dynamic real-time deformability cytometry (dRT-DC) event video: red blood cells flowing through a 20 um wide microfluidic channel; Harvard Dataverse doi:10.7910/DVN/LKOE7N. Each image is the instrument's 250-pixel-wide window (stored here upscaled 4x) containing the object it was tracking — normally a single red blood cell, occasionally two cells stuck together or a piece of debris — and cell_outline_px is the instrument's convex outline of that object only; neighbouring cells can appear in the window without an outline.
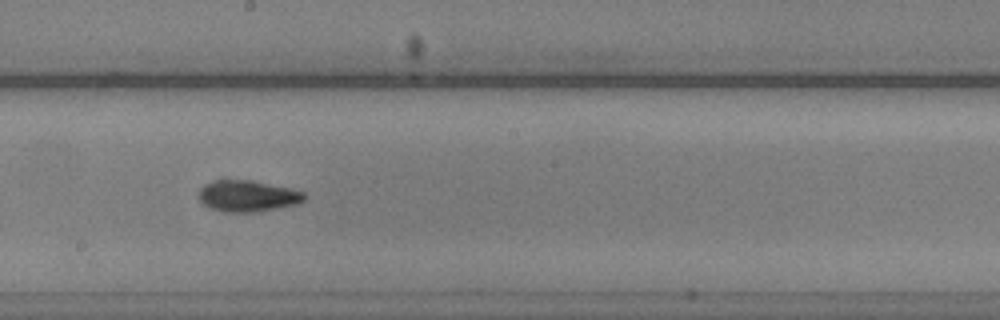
{"species": "common noctule bat (a hibernating species)", "species_latin": "Nyctalus noctula", "temperature_condition": "warm", "stored_images_in_passage": 38, "camera_frame_rate_fps": 3000, "um_per_image_px": 0.085, "animal": {"sex": "male", "body_mass_g": 20.5, "forearm_length_mm": 52.5}, "frame": {"image": 1, "passage_image": 22, "time_ms": 7.0, "image_size_px": [1000, 320], "cell_outline_px": [[308, 196], [300, 204], [256, 212], [224, 212], [212, 208], [204, 204], [200, 200], [200, 188], [204, 184], [212, 180], [224, 176], [252, 180], [292, 188], [304, 192]], "centroid_in_image_um": [21.06, 16.61], "position_along_channel_um": 227.1, "area_um2": 20.06}, "authors_computed_cell_mechanics": {"area_um2": 18.8139, "velocity_mm_per_s": 3.8523, "shape_relaxation_time_tau1_ms": 4.5753, "shape_relaxation_time_tau2_ms": 1.4305, "deformation_change_tau1": 0.1929, "deformation_change_tau2": 0.0731}}